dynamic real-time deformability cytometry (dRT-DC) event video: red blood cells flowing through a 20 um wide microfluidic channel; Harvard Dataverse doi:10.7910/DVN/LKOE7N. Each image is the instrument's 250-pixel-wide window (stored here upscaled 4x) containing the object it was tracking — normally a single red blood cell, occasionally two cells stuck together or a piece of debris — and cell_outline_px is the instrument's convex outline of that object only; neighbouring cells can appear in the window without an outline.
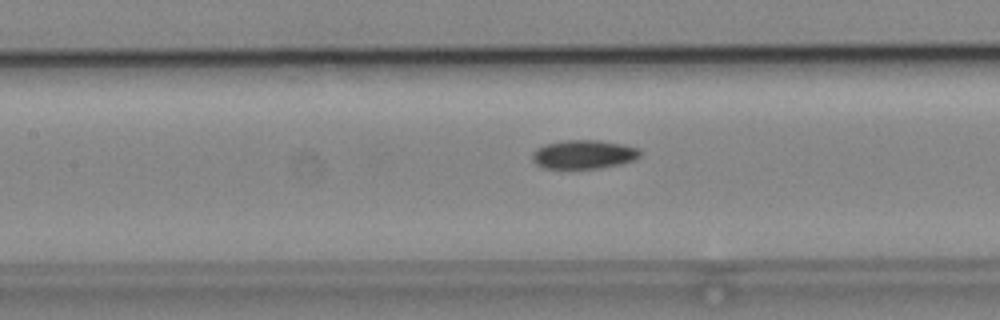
{"species": "common noctule bat (a hibernating species)", "species_latin": "Nyctalus noctula", "temperature_condition": "cold", "stored_images_in_passage": 38, "camera_frame_rate_fps": 3000, "um_per_image_px": 0.085, "animal": {"sex": "male", "body_mass_g": 19.2, "forearm_length_mm": 51.8}, "frame": {"image": 1, "passage_image": 20, "time_ms": 6.333, "image_size_px": [1000, 320], "cell_outline_px": [[640, 156], [636, 160], [620, 164], [600, 168], [544, 168], [536, 164], [532, 160], [532, 152], [536, 148], [544, 144], [564, 140], [600, 140], [624, 144], [640, 148]], "centroid_in_image_um": [49.63, 13.11], "position_along_channel_um": 157.8, "area_um2": 18.32}}
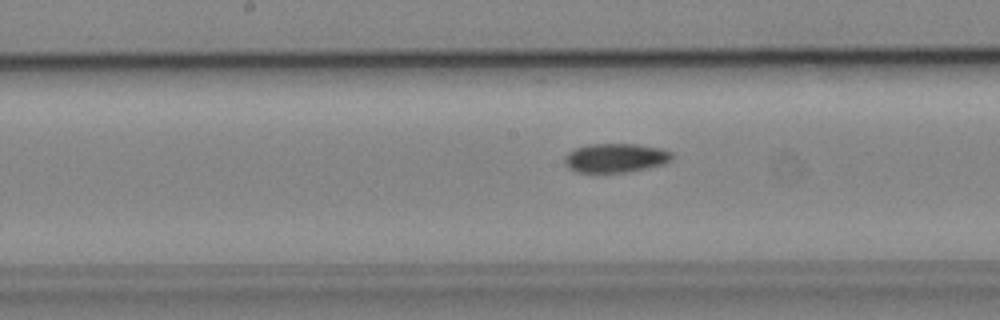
{"frame": {"image": 2, "passage_image": 23, "time_ms": 7.333, "image_size_px": [1000, 320], "cell_outline_px": [[672, 160], [664, 164], [648, 168], [624, 172], [576, 172], [568, 168], [564, 164], [564, 156], [568, 152], [576, 148], [588, 144], [636, 144], [660, 148], [672, 152]], "centroid_in_image_um": [52.3, 13.42], "position_along_channel_um": 195.9, "area_um2": 18.26}}
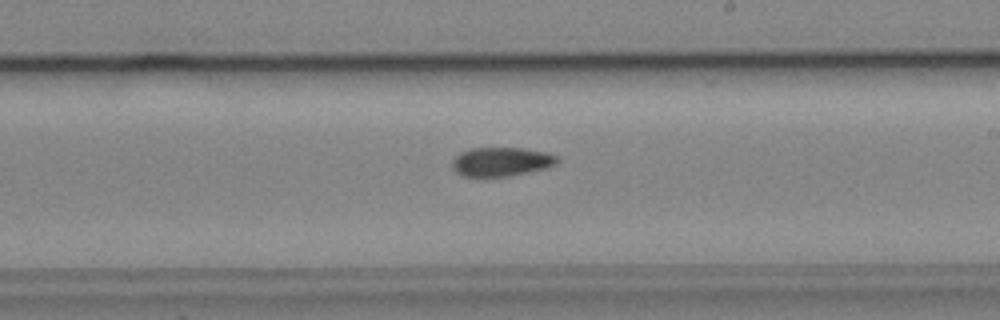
{"frame": {"image": 3, "passage_image": 27, "time_ms": 8.667, "image_size_px": [1000, 320], "cell_outline_px": [[560, 160], [556, 164], [548, 168], [508, 176], [464, 176], [456, 172], [452, 168], [452, 160], [460, 152], [472, 148], [524, 148], [544, 152], [556, 156]], "centroid_in_image_um": [42.61, 13.74], "position_along_channel_um": 246.4, "area_um2": 17.69}}